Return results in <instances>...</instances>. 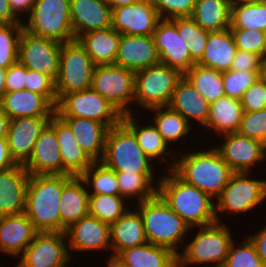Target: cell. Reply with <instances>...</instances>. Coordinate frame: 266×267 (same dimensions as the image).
<instances>
[{
  "mask_svg": "<svg viewBox=\"0 0 266 267\" xmlns=\"http://www.w3.org/2000/svg\"><path fill=\"white\" fill-rule=\"evenodd\" d=\"M243 112L251 113L266 108V80L260 76L241 98Z\"/></svg>",
  "mask_w": 266,
  "mask_h": 267,
  "instance_id": "obj_51",
  "label": "cell"
},
{
  "mask_svg": "<svg viewBox=\"0 0 266 267\" xmlns=\"http://www.w3.org/2000/svg\"><path fill=\"white\" fill-rule=\"evenodd\" d=\"M261 76L266 80V54L262 58V73Z\"/></svg>",
  "mask_w": 266,
  "mask_h": 267,
  "instance_id": "obj_63",
  "label": "cell"
},
{
  "mask_svg": "<svg viewBox=\"0 0 266 267\" xmlns=\"http://www.w3.org/2000/svg\"><path fill=\"white\" fill-rule=\"evenodd\" d=\"M183 74L172 67L159 63L135 72V100L133 107L149 110L168 107L178 81Z\"/></svg>",
  "mask_w": 266,
  "mask_h": 267,
  "instance_id": "obj_8",
  "label": "cell"
},
{
  "mask_svg": "<svg viewBox=\"0 0 266 267\" xmlns=\"http://www.w3.org/2000/svg\"><path fill=\"white\" fill-rule=\"evenodd\" d=\"M22 23L12 12L8 0H0V24Z\"/></svg>",
  "mask_w": 266,
  "mask_h": 267,
  "instance_id": "obj_57",
  "label": "cell"
},
{
  "mask_svg": "<svg viewBox=\"0 0 266 267\" xmlns=\"http://www.w3.org/2000/svg\"><path fill=\"white\" fill-rule=\"evenodd\" d=\"M37 233L24 213L0 216V252L21 256Z\"/></svg>",
  "mask_w": 266,
  "mask_h": 267,
  "instance_id": "obj_25",
  "label": "cell"
},
{
  "mask_svg": "<svg viewBox=\"0 0 266 267\" xmlns=\"http://www.w3.org/2000/svg\"><path fill=\"white\" fill-rule=\"evenodd\" d=\"M121 34L112 27L93 30L76 40L85 49L95 65L115 64Z\"/></svg>",
  "mask_w": 266,
  "mask_h": 267,
  "instance_id": "obj_32",
  "label": "cell"
},
{
  "mask_svg": "<svg viewBox=\"0 0 266 267\" xmlns=\"http://www.w3.org/2000/svg\"><path fill=\"white\" fill-rule=\"evenodd\" d=\"M62 43L22 31L18 46V61L27 69L47 75L54 82L59 74Z\"/></svg>",
  "mask_w": 266,
  "mask_h": 267,
  "instance_id": "obj_14",
  "label": "cell"
},
{
  "mask_svg": "<svg viewBox=\"0 0 266 267\" xmlns=\"http://www.w3.org/2000/svg\"><path fill=\"white\" fill-rule=\"evenodd\" d=\"M245 238L238 245L233 241L225 261L226 265L228 267H264L254 243L249 237Z\"/></svg>",
  "mask_w": 266,
  "mask_h": 267,
  "instance_id": "obj_46",
  "label": "cell"
},
{
  "mask_svg": "<svg viewBox=\"0 0 266 267\" xmlns=\"http://www.w3.org/2000/svg\"><path fill=\"white\" fill-rule=\"evenodd\" d=\"M250 172L234 173L221 195L215 201V215L217 222L221 216L235 215L253 211L255 207L264 203L266 199V179H252Z\"/></svg>",
  "mask_w": 266,
  "mask_h": 267,
  "instance_id": "obj_9",
  "label": "cell"
},
{
  "mask_svg": "<svg viewBox=\"0 0 266 267\" xmlns=\"http://www.w3.org/2000/svg\"><path fill=\"white\" fill-rule=\"evenodd\" d=\"M211 147L208 150L201 148L199 151H183L179 158H175L172 170L182 180L216 200L235 172L223 160L215 146Z\"/></svg>",
  "mask_w": 266,
  "mask_h": 267,
  "instance_id": "obj_1",
  "label": "cell"
},
{
  "mask_svg": "<svg viewBox=\"0 0 266 267\" xmlns=\"http://www.w3.org/2000/svg\"><path fill=\"white\" fill-rule=\"evenodd\" d=\"M197 0H151L160 19L191 17Z\"/></svg>",
  "mask_w": 266,
  "mask_h": 267,
  "instance_id": "obj_50",
  "label": "cell"
},
{
  "mask_svg": "<svg viewBox=\"0 0 266 267\" xmlns=\"http://www.w3.org/2000/svg\"><path fill=\"white\" fill-rule=\"evenodd\" d=\"M153 173L116 172L120 196L124 199H135L136 204L150 199L157 194L160 177ZM157 179V182H155ZM155 183V184H154Z\"/></svg>",
  "mask_w": 266,
  "mask_h": 267,
  "instance_id": "obj_37",
  "label": "cell"
},
{
  "mask_svg": "<svg viewBox=\"0 0 266 267\" xmlns=\"http://www.w3.org/2000/svg\"><path fill=\"white\" fill-rule=\"evenodd\" d=\"M95 64L77 40L62 43L55 92L59 101L65 94L91 88Z\"/></svg>",
  "mask_w": 266,
  "mask_h": 267,
  "instance_id": "obj_10",
  "label": "cell"
},
{
  "mask_svg": "<svg viewBox=\"0 0 266 267\" xmlns=\"http://www.w3.org/2000/svg\"><path fill=\"white\" fill-rule=\"evenodd\" d=\"M230 28L266 32V0H255L232 7Z\"/></svg>",
  "mask_w": 266,
  "mask_h": 267,
  "instance_id": "obj_40",
  "label": "cell"
},
{
  "mask_svg": "<svg viewBox=\"0 0 266 267\" xmlns=\"http://www.w3.org/2000/svg\"><path fill=\"white\" fill-rule=\"evenodd\" d=\"M262 71H233L222 72L225 96L241 100L244 92L261 76Z\"/></svg>",
  "mask_w": 266,
  "mask_h": 267,
  "instance_id": "obj_45",
  "label": "cell"
},
{
  "mask_svg": "<svg viewBox=\"0 0 266 267\" xmlns=\"http://www.w3.org/2000/svg\"><path fill=\"white\" fill-rule=\"evenodd\" d=\"M29 178L20 164L0 172V216L24 213Z\"/></svg>",
  "mask_w": 266,
  "mask_h": 267,
  "instance_id": "obj_26",
  "label": "cell"
},
{
  "mask_svg": "<svg viewBox=\"0 0 266 267\" xmlns=\"http://www.w3.org/2000/svg\"><path fill=\"white\" fill-rule=\"evenodd\" d=\"M136 206L143 220L148 243L167 248L178 256L180 246L184 247V242H186L184 237L192 228L168 206L158 193Z\"/></svg>",
  "mask_w": 266,
  "mask_h": 267,
  "instance_id": "obj_4",
  "label": "cell"
},
{
  "mask_svg": "<svg viewBox=\"0 0 266 267\" xmlns=\"http://www.w3.org/2000/svg\"><path fill=\"white\" fill-rule=\"evenodd\" d=\"M230 70L262 71V58L251 52L237 50Z\"/></svg>",
  "mask_w": 266,
  "mask_h": 267,
  "instance_id": "obj_52",
  "label": "cell"
},
{
  "mask_svg": "<svg viewBox=\"0 0 266 267\" xmlns=\"http://www.w3.org/2000/svg\"><path fill=\"white\" fill-rule=\"evenodd\" d=\"M55 113L61 118H87L105 124L117 125L122 115L94 89L65 94L57 103Z\"/></svg>",
  "mask_w": 266,
  "mask_h": 267,
  "instance_id": "obj_12",
  "label": "cell"
},
{
  "mask_svg": "<svg viewBox=\"0 0 266 267\" xmlns=\"http://www.w3.org/2000/svg\"><path fill=\"white\" fill-rule=\"evenodd\" d=\"M241 100L224 96L210 103L209 116L203 127L216 132L219 136L236 133L243 116Z\"/></svg>",
  "mask_w": 266,
  "mask_h": 267,
  "instance_id": "obj_34",
  "label": "cell"
},
{
  "mask_svg": "<svg viewBox=\"0 0 266 267\" xmlns=\"http://www.w3.org/2000/svg\"><path fill=\"white\" fill-rule=\"evenodd\" d=\"M75 39L93 30L112 27V9L104 0H70Z\"/></svg>",
  "mask_w": 266,
  "mask_h": 267,
  "instance_id": "obj_24",
  "label": "cell"
},
{
  "mask_svg": "<svg viewBox=\"0 0 266 267\" xmlns=\"http://www.w3.org/2000/svg\"><path fill=\"white\" fill-rule=\"evenodd\" d=\"M52 117H22L10 119L7 141L11 157L24 165L32 155L35 143Z\"/></svg>",
  "mask_w": 266,
  "mask_h": 267,
  "instance_id": "obj_19",
  "label": "cell"
},
{
  "mask_svg": "<svg viewBox=\"0 0 266 267\" xmlns=\"http://www.w3.org/2000/svg\"><path fill=\"white\" fill-rule=\"evenodd\" d=\"M115 258L126 267H178L175 253L151 243L125 249Z\"/></svg>",
  "mask_w": 266,
  "mask_h": 267,
  "instance_id": "obj_35",
  "label": "cell"
},
{
  "mask_svg": "<svg viewBox=\"0 0 266 267\" xmlns=\"http://www.w3.org/2000/svg\"><path fill=\"white\" fill-rule=\"evenodd\" d=\"M153 114V123L163 140L169 145L178 142L187 135L191 134L190 123L178 112L169 107H156L149 109ZM172 143V144H171Z\"/></svg>",
  "mask_w": 266,
  "mask_h": 267,
  "instance_id": "obj_38",
  "label": "cell"
},
{
  "mask_svg": "<svg viewBox=\"0 0 266 267\" xmlns=\"http://www.w3.org/2000/svg\"><path fill=\"white\" fill-rule=\"evenodd\" d=\"M223 136V137H222ZM224 141L215 148L235 172H252V167L266 161V145L259 140L242 136L238 132L222 135Z\"/></svg>",
  "mask_w": 266,
  "mask_h": 267,
  "instance_id": "obj_15",
  "label": "cell"
},
{
  "mask_svg": "<svg viewBox=\"0 0 266 267\" xmlns=\"http://www.w3.org/2000/svg\"><path fill=\"white\" fill-rule=\"evenodd\" d=\"M63 175H30L24 214L38 232H61Z\"/></svg>",
  "mask_w": 266,
  "mask_h": 267,
  "instance_id": "obj_3",
  "label": "cell"
},
{
  "mask_svg": "<svg viewBox=\"0 0 266 267\" xmlns=\"http://www.w3.org/2000/svg\"><path fill=\"white\" fill-rule=\"evenodd\" d=\"M26 67L19 61L7 68L5 92L25 89Z\"/></svg>",
  "mask_w": 266,
  "mask_h": 267,
  "instance_id": "obj_53",
  "label": "cell"
},
{
  "mask_svg": "<svg viewBox=\"0 0 266 267\" xmlns=\"http://www.w3.org/2000/svg\"><path fill=\"white\" fill-rule=\"evenodd\" d=\"M153 160L139 146L134 133L120 121L108 129L101 162L115 172L154 173Z\"/></svg>",
  "mask_w": 266,
  "mask_h": 267,
  "instance_id": "obj_5",
  "label": "cell"
},
{
  "mask_svg": "<svg viewBox=\"0 0 266 267\" xmlns=\"http://www.w3.org/2000/svg\"><path fill=\"white\" fill-rule=\"evenodd\" d=\"M65 233L69 252L111 250L110 225L90 214L72 224Z\"/></svg>",
  "mask_w": 266,
  "mask_h": 267,
  "instance_id": "obj_18",
  "label": "cell"
},
{
  "mask_svg": "<svg viewBox=\"0 0 266 267\" xmlns=\"http://www.w3.org/2000/svg\"><path fill=\"white\" fill-rule=\"evenodd\" d=\"M80 176L63 175L60 200L61 232L89 214V191Z\"/></svg>",
  "mask_w": 266,
  "mask_h": 267,
  "instance_id": "obj_23",
  "label": "cell"
},
{
  "mask_svg": "<svg viewBox=\"0 0 266 267\" xmlns=\"http://www.w3.org/2000/svg\"><path fill=\"white\" fill-rule=\"evenodd\" d=\"M248 237L254 243L257 254L263 262L264 267H266V226L263 225V228L258 229L255 234L253 233V235H249Z\"/></svg>",
  "mask_w": 266,
  "mask_h": 267,
  "instance_id": "obj_54",
  "label": "cell"
},
{
  "mask_svg": "<svg viewBox=\"0 0 266 267\" xmlns=\"http://www.w3.org/2000/svg\"><path fill=\"white\" fill-rule=\"evenodd\" d=\"M0 106L9 119L22 117H52L55 107L42 95L29 90L5 92Z\"/></svg>",
  "mask_w": 266,
  "mask_h": 267,
  "instance_id": "obj_27",
  "label": "cell"
},
{
  "mask_svg": "<svg viewBox=\"0 0 266 267\" xmlns=\"http://www.w3.org/2000/svg\"><path fill=\"white\" fill-rule=\"evenodd\" d=\"M170 20L176 25L191 57L197 62L205 51L209 31L203 30L191 17H176Z\"/></svg>",
  "mask_w": 266,
  "mask_h": 267,
  "instance_id": "obj_43",
  "label": "cell"
},
{
  "mask_svg": "<svg viewBox=\"0 0 266 267\" xmlns=\"http://www.w3.org/2000/svg\"><path fill=\"white\" fill-rule=\"evenodd\" d=\"M22 23L0 24V66L8 68L18 61Z\"/></svg>",
  "mask_w": 266,
  "mask_h": 267,
  "instance_id": "obj_44",
  "label": "cell"
},
{
  "mask_svg": "<svg viewBox=\"0 0 266 267\" xmlns=\"http://www.w3.org/2000/svg\"><path fill=\"white\" fill-rule=\"evenodd\" d=\"M236 52L237 47L230 28L209 32L203 56L196 63L225 72L231 69Z\"/></svg>",
  "mask_w": 266,
  "mask_h": 267,
  "instance_id": "obj_33",
  "label": "cell"
},
{
  "mask_svg": "<svg viewBox=\"0 0 266 267\" xmlns=\"http://www.w3.org/2000/svg\"><path fill=\"white\" fill-rule=\"evenodd\" d=\"M136 113H130V114H125L122 115L121 121L134 133L137 142L139 146L142 148L144 153L149 156L154 163L157 161H161V163L169 162L170 158H174V162H170L167 168L168 170L173 169L174 164H175V156H177L179 153L178 151L175 152L172 151L171 153L168 149V144L163 140L162 136L159 134L156 126L154 124H141L138 121L140 120V116L137 115L135 117ZM168 157H166L167 155ZM171 156H170V155ZM177 154V155H176ZM165 157V158H164ZM160 158H162L160 160ZM168 159V160H167Z\"/></svg>",
  "mask_w": 266,
  "mask_h": 267,
  "instance_id": "obj_29",
  "label": "cell"
},
{
  "mask_svg": "<svg viewBox=\"0 0 266 267\" xmlns=\"http://www.w3.org/2000/svg\"><path fill=\"white\" fill-rule=\"evenodd\" d=\"M161 63L153 36L121 34L115 64L134 72Z\"/></svg>",
  "mask_w": 266,
  "mask_h": 267,
  "instance_id": "obj_21",
  "label": "cell"
},
{
  "mask_svg": "<svg viewBox=\"0 0 266 267\" xmlns=\"http://www.w3.org/2000/svg\"><path fill=\"white\" fill-rule=\"evenodd\" d=\"M17 165L11 157L7 137L0 138V172Z\"/></svg>",
  "mask_w": 266,
  "mask_h": 267,
  "instance_id": "obj_56",
  "label": "cell"
},
{
  "mask_svg": "<svg viewBox=\"0 0 266 267\" xmlns=\"http://www.w3.org/2000/svg\"><path fill=\"white\" fill-rule=\"evenodd\" d=\"M208 267H228L226 263L208 265Z\"/></svg>",
  "mask_w": 266,
  "mask_h": 267,
  "instance_id": "obj_64",
  "label": "cell"
},
{
  "mask_svg": "<svg viewBox=\"0 0 266 267\" xmlns=\"http://www.w3.org/2000/svg\"><path fill=\"white\" fill-rule=\"evenodd\" d=\"M10 119L0 106V138L7 137Z\"/></svg>",
  "mask_w": 266,
  "mask_h": 267,
  "instance_id": "obj_58",
  "label": "cell"
},
{
  "mask_svg": "<svg viewBox=\"0 0 266 267\" xmlns=\"http://www.w3.org/2000/svg\"><path fill=\"white\" fill-rule=\"evenodd\" d=\"M160 17L151 0L112 9V28L125 35H153Z\"/></svg>",
  "mask_w": 266,
  "mask_h": 267,
  "instance_id": "obj_17",
  "label": "cell"
},
{
  "mask_svg": "<svg viewBox=\"0 0 266 267\" xmlns=\"http://www.w3.org/2000/svg\"><path fill=\"white\" fill-rule=\"evenodd\" d=\"M226 3L232 8L236 5H239V4H245V3H248V2H253L255 0H225Z\"/></svg>",
  "mask_w": 266,
  "mask_h": 267,
  "instance_id": "obj_62",
  "label": "cell"
},
{
  "mask_svg": "<svg viewBox=\"0 0 266 267\" xmlns=\"http://www.w3.org/2000/svg\"><path fill=\"white\" fill-rule=\"evenodd\" d=\"M23 166L30 175H63L60 145L50 124L41 132L31 157Z\"/></svg>",
  "mask_w": 266,
  "mask_h": 267,
  "instance_id": "obj_20",
  "label": "cell"
},
{
  "mask_svg": "<svg viewBox=\"0 0 266 267\" xmlns=\"http://www.w3.org/2000/svg\"><path fill=\"white\" fill-rule=\"evenodd\" d=\"M20 257L16 267H67L73 255L65 232H38Z\"/></svg>",
  "mask_w": 266,
  "mask_h": 267,
  "instance_id": "obj_13",
  "label": "cell"
},
{
  "mask_svg": "<svg viewBox=\"0 0 266 267\" xmlns=\"http://www.w3.org/2000/svg\"><path fill=\"white\" fill-rule=\"evenodd\" d=\"M191 18L203 30H227L231 23V7L225 0H197Z\"/></svg>",
  "mask_w": 266,
  "mask_h": 267,
  "instance_id": "obj_36",
  "label": "cell"
},
{
  "mask_svg": "<svg viewBox=\"0 0 266 267\" xmlns=\"http://www.w3.org/2000/svg\"><path fill=\"white\" fill-rule=\"evenodd\" d=\"M228 227L222 222L195 227L199 228L195 237L184 245L177 256L178 267L225 263L230 246L235 241Z\"/></svg>",
  "mask_w": 266,
  "mask_h": 267,
  "instance_id": "obj_6",
  "label": "cell"
},
{
  "mask_svg": "<svg viewBox=\"0 0 266 267\" xmlns=\"http://www.w3.org/2000/svg\"><path fill=\"white\" fill-rule=\"evenodd\" d=\"M89 195H120L116 172L106 167L101 161L94 162L81 176Z\"/></svg>",
  "mask_w": 266,
  "mask_h": 267,
  "instance_id": "obj_41",
  "label": "cell"
},
{
  "mask_svg": "<svg viewBox=\"0 0 266 267\" xmlns=\"http://www.w3.org/2000/svg\"><path fill=\"white\" fill-rule=\"evenodd\" d=\"M237 50L251 52L263 58L266 54V32L230 28Z\"/></svg>",
  "mask_w": 266,
  "mask_h": 267,
  "instance_id": "obj_47",
  "label": "cell"
},
{
  "mask_svg": "<svg viewBox=\"0 0 266 267\" xmlns=\"http://www.w3.org/2000/svg\"><path fill=\"white\" fill-rule=\"evenodd\" d=\"M71 128L81 148L94 161H101L105 151L108 127L87 118H62Z\"/></svg>",
  "mask_w": 266,
  "mask_h": 267,
  "instance_id": "obj_31",
  "label": "cell"
},
{
  "mask_svg": "<svg viewBox=\"0 0 266 267\" xmlns=\"http://www.w3.org/2000/svg\"><path fill=\"white\" fill-rule=\"evenodd\" d=\"M104 1L111 9H114L124 5H132L141 0H104Z\"/></svg>",
  "mask_w": 266,
  "mask_h": 267,
  "instance_id": "obj_59",
  "label": "cell"
},
{
  "mask_svg": "<svg viewBox=\"0 0 266 267\" xmlns=\"http://www.w3.org/2000/svg\"><path fill=\"white\" fill-rule=\"evenodd\" d=\"M25 89L44 96L55 108L58 100L55 92V82L36 70L26 68Z\"/></svg>",
  "mask_w": 266,
  "mask_h": 267,
  "instance_id": "obj_48",
  "label": "cell"
},
{
  "mask_svg": "<svg viewBox=\"0 0 266 267\" xmlns=\"http://www.w3.org/2000/svg\"><path fill=\"white\" fill-rule=\"evenodd\" d=\"M13 14L20 20L24 21L23 13L27 16L30 14L36 0H8Z\"/></svg>",
  "mask_w": 266,
  "mask_h": 267,
  "instance_id": "obj_55",
  "label": "cell"
},
{
  "mask_svg": "<svg viewBox=\"0 0 266 267\" xmlns=\"http://www.w3.org/2000/svg\"><path fill=\"white\" fill-rule=\"evenodd\" d=\"M168 107L180 113L190 124L194 120L199 126L201 124L200 127H204L209 116L210 103L183 75L176 85Z\"/></svg>",
  "mask_w": 266,
  "mask_h": 267,
  "instance_id": "obj_28",
  "label": "cell"
},
{
  "mask_svg": "<svg viewBox=\"0 0 266 267\" xmlns=\"http://www.w3.org/2000/svg\"><path fill=\"white\" fill-rule=\"evenodd\" d=\"M125 203L120 195H90L89 214L111 225L128 211Z\"/></svg>",
  "mask_w": 266,
  "mask_h": 267,
  "instance_id": "obj_42",
  "label": "cell"
},
{
  "mask_svg": "<svg viewBox=\"0 0 266 267\" xmlns=\"http://www.w3.org/2000/svg\"><path fill=\"white\" fill-rule=\"evenodd\" d=\"M238 133L266 145V108L251 113L244 112Z\"/></svg>",
  "mask_w": 266,
  "mask_h": 267,
  "instance_id": "obj_49",
  "label": "cell"
},
{
  "mask_svg": "<svg viewBox=\"0 0 266 267\" xmlns=\"http://www.w3.org/2000/svg\"><path fill=\"white\" fill-rule=\"evenodd\" d=\"M184 76L209 103L225 96L222 72L195 63Z\"/></svg>",
  "mask_w": 266,
  "mask_h": 267,
  "instance_id": "obj_39",
  "label": "cell"
},
{
  "mask_svg": "<svg viewBox=\"0 0 266 267\" xmlns=\"http://www.w3.org/2000/svg\"><path fill=\"white\" fill-rule=\"evenodd\" d=\"M7 68L0 66V97L5 93Z\"/></svg>",
  "mask_w": 266,
  "mask_h": 267,
  "instance_id": "obj_60",
  "label": "cell"
},
{
  "mask_svg": "<svg viewBox=\"0 0 266 267\" xmlns=\"http://www.w3.org/2000/svg\"><path fill=\"white\" fill-rule=\"evenodd\" d=\"M161 175L157 193L190 228L217 222L215 203L208 194L182 180L172 169Z\"/></svg>",
  "mask_w": 266,
  "mask_h": 267,
  "instance_id": "obj_2",
  "label": "cell"
},
{
  "mask_svg": "<svg viewBox=\"0 0 266 267\" xmlns=\"http://www.w3.org/2000/svg\"><path fill=\"white\" fill-rule=\"evenodd\" d=\"M152 36L162 64L175 68L184 75L196 63L170 19H160Z\"/></svg>",
  "mask_w": 266,
  "mask_h": 267,
  "instance_id": "obj_16",
  "label": "cell"
},
{
  "mask_svg": "<svg viewBox=\"0 0 266 267\" xmlns=\"http://www.w3.org/2000/svg\"><path fill=\"white\" fill-rule=\"evenodd\" d=\"M110 225L111 257H116L121 251L148 243L140 212L130 210Z\"/></svg>",
  "mask_w": 266,
  "mask_h": 267,
  "instance_id": "obj_30",
  "label": "cell"
},
{
  "mask_svg": "<svg viewBox=\"0 0 266 267\" xmlns=\"http://www.w3.org/2000/svg\"><path fill=\"white\" fill-rule=\"evenodd\" d=\"M29 16V17H28ZM23 30L38 37L67 43L76 40L71 23L70 0H36Z\"/></svg>",
  "mask_w": 266,
  "mask_h": 267,
  "instance_id": "obj_7",
  "label": "cell"
},
{
  "mask_svg": "<svg viewBox=\"0 0 266 267\" xmlns=\"http://www.w3.org/2000/svg\"><path fill=\"white\" fill-rule=\"evenodd\" d=\"M107 267H126L121 264L115 257H107Z\"/></svg>",
  "mask_w": 266,
  "mask_h": 267,
  "instance_id": "obj_61",
  "label": "cell"
},
{
  "mask_svg": "<svg viewBox=\"0 0 266 267\" xmlns=\"http://www.w3.org/2000/svg\"><path fill=\"white\" fill-rule=\"evenodd\" d=\"M91 88L111 103L121 115L132 113L130 106L135 100L134 71L116 64L96 65Z\"/></svg>",
  "mask_w": 266,
  "mask_h": 267,
  "instance_id": "obj_11",
  "label": "cell"
},
{
  "mask_svg": "<svg viewBox=\"0 0 266 267\" xmlns=\"http://www.w3.org/2000/svg\"><path fill=\"white\" fill-rule=\"evenodd\" d=\"M49 124L55 129L60 145L63 175L81 176L94 161L77 143L70 126L56 113Z\"/></svg>",
  "mask_w": 266,
  "mask_h": 267,
  "instance_id": "obj_22",
  "label": "cell"
}]
</instances>
